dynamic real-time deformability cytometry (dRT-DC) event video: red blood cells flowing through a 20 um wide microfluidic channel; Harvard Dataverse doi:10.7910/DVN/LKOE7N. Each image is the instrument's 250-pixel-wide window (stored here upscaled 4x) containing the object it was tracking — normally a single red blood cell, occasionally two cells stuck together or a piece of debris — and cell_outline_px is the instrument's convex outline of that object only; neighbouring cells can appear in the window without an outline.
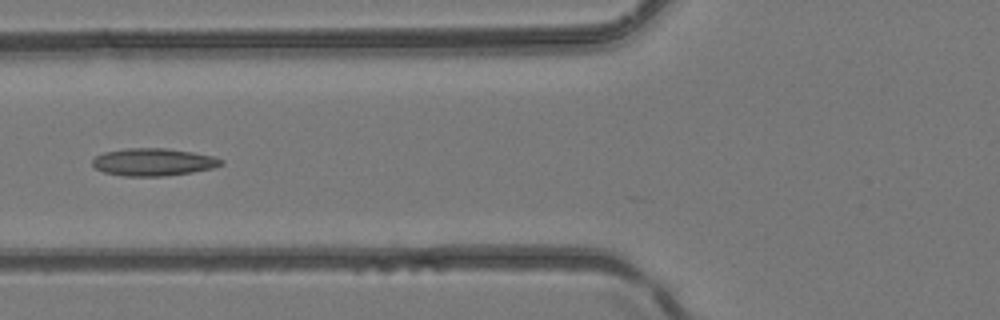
{"species": "common noctule bat (a hibernating species)", "species_latin": "Nyctalus noctula", "temperature_condition": "room temperature", "stored_images_in_passage": 4, "camera_frame_rate_fps": 3000, "um_per_image_px": 0.085, "animal": {"sex": "female", "body_mass_g": 24.6, "forearm_length_mm": 56.2}, "frame": {"image": 1, "passage_image": 4, "time_ms": 1.0, "image_size_px": [1000, 320], "cell_outline_px": [[224, 164], [212, 168], [192, 172], [164, 176], [124, 176], [104, 172], [96, 168], [92, 164], [92, 160], [96, 156], [104, 152], [128, 148], [168, 148], [192, 152], [212, 156], [224, 160]], "centroid_in_image_um": [13.04, 13.77], "position_along_channel_um": 112.8, "area_um2": 20.58}}